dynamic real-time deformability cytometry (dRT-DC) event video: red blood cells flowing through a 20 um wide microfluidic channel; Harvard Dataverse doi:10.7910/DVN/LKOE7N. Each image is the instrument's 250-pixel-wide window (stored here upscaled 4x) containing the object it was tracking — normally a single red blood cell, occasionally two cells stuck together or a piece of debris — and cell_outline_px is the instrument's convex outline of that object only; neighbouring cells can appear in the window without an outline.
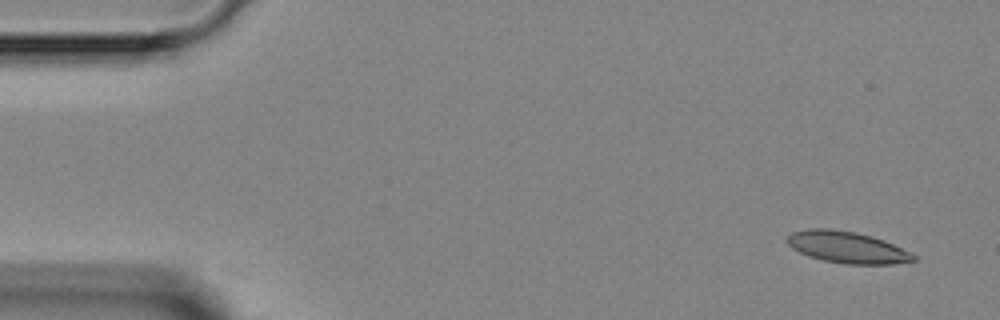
{"species": "Egyptian fruit bat (a non-hibernating species)", "species_latin": "Rousettus aegyptiacus", "temperature_condition": "room temperature", "stored_images_in_passage": 4, "camera_frame_rate_fps": 3000, "um_per_image_px": 0.085, "animal": {"sex": "female"}, "frame": {"image": 1, "passage_image": 1, "time_ms": 0.0, "image_size_px": [1000, 320], "cell_outline_px": [[920, 260], [892, 264], [844, 264], [824, 260], [808, 256], [792, 248], [788, 244], [788, 236], [792, 232], [808, 228], [832, 228], [856, 232], [872, 236], [884, 240], [916, 256]], "centroid_in_image_um": [72.0, 21.01], "position_along_channel_um": 13.0, "area_um2": 23.24}}
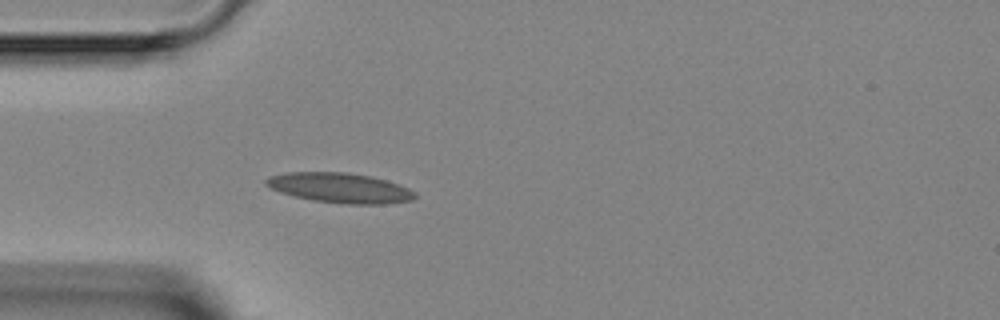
{"frame": {"image": 2, "passage_image": 4, "time_ms": 3.667, "image_size_px": [1000, 320], "cell_outline_px": [[416, 196], [412, 200], [384, 204], [344, 204], [312, 200], [280, 192], [264, 184], [264, 180], [268, 176], [284, 172], [348, 172], [372, 176], [388, 180], [400, 184], [416, 192]], "centroid_in_image_um": [28.9, 15.96], "position_along_channel_um": 56.1, "area_um2": 26.24}}